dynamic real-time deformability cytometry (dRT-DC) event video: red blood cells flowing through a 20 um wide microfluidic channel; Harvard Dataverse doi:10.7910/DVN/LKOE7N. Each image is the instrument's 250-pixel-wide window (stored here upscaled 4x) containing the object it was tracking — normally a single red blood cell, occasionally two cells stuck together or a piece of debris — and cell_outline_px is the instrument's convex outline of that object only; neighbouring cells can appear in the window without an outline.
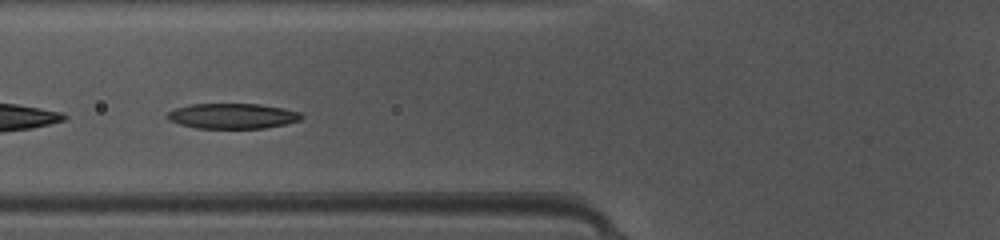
{"species": "common noctule bat (a hibernating species)", "species_latin": "Nyctalus noctula", "temperature_condition": "warm", "stored_images_in_passage": 34, "camera_frame_rate_fps": 3000, "um_per_image_px": 0.085, "animal": {"sex": "female", "body_mass_g": 10.0, "forearm_length_mm": 53.1}, "frame": {"image": 1, "passage_image": 6, "time_ms": 1.667, "image_size_px": [1000, 240], "cell_outline_px": [[304, 116], [300, 120], [284, 124], [264, 128], [196, 128], [180, 124], [168, 120], [168, 112], [176, 108], [192, 104], [260, 104], [284, 108], [300, 112]], "centroid_in_image_um": [19.78, 9.86], "position_along_channel_um": 106.0, "area_um2": 19.65}}
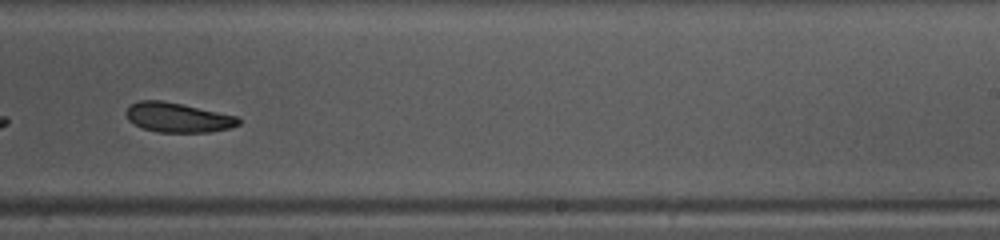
{"frame": {"image": 2, "passage_image": 18, "time_ms": 5.667, "image_size_px": [1000, 240], "cell_outline_px": [[240, 124], [232, 128], [212, 132], [160, 132], [144, 128], [128, 120], [124, 112], [128, 104], [140, 100], [160, 100], [240, 116]], "centroid_in_image_um": [15.13, 9.98], "position_along_channel_um": 273.9, "area_um2": 19.54}}
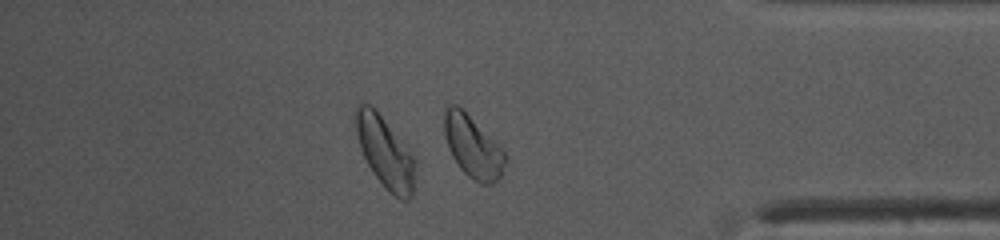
{"frame": {"image": 3, "passage_image": 28, "time_ms": 9.0, "image_size_px": [1000, 240], "cell_outline_px": [[508, 156], [500, 176], [492, 184], [480, 184], [468, 176], [460, 168], [452, 156], [448, 148], [444, 132], [444, 108], [448, 104], [456, 104]], "centroid_in_image_um": [40.15, 12.5], "position_along_channel_um": 395.0, "area_um2": 21.39}, "authors_computed_cell_mechanics": {"area_um2": 20.5479, "velocity_mm_per_s": 4.1991, "shape_relaxation_time_tau1_ms": 3.6203, "shape_relaxation_time_tau2_ms": 8.959, "deformation_change_tau1": 0.1245, "deformation_change_tau2": 0.2028}}